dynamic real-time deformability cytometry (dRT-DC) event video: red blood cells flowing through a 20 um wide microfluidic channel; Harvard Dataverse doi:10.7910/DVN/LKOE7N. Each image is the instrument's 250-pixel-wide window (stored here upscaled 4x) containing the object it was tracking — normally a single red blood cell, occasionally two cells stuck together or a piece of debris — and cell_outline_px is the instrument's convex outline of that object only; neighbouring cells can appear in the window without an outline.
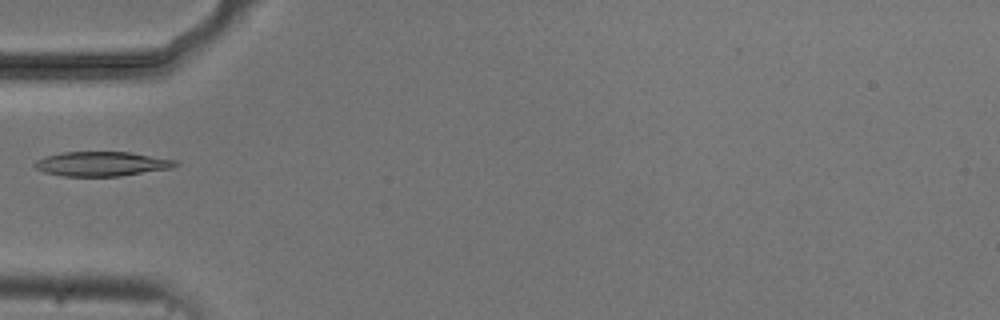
{"species": "common noctule bat (a hibernating species)", "species_latin": "Nyctalus noctula", "temperature_condition": "cold", "stored_images_in_passage": 6, "camera_frame_rate_fps": 3000, "um_per_image_px": 0.085, "animal": {"sex": "male", "body_mass_g": 20.5, "forearm_length_mm": 52.5}, "frame": {"image": 1, "passage_image": 5, "time_ms": 5.667, "image_size_px": [1000, 320], "cell_outline_px": [[180, 164], [172, 168], [120, 176], [64, 176], [44, 172], [36, 168], [32, 164], [36, 160], [44, 156], [64, 152], [128, 152], [180, 160]], "centroid_in_image_um": [8.68, 13.92], "position_along_channel_um": 76.3, "area_um2": 20.23}}
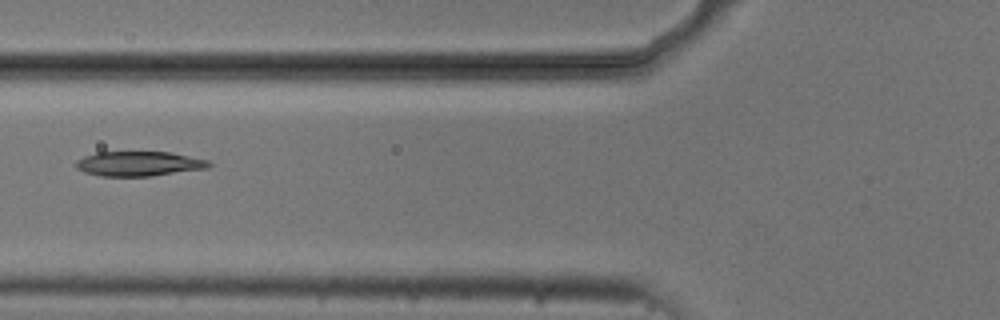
{"frame": {"image": 2, "passage_image": 6, "time_ms": 6.667, "image_size_px": [1000, 320], "cell_outline_px": [[212, 164], [208, 168], [152, 176], [100, 176], [84, 172], [76, 168], [76, 160], [84, 156], [96, 152], [168, 152], [208, 160]], "centroid_in_image_um": [11.78, 13.92], "position_along_channel_um": 114.0, "area_um2": 19.13}}